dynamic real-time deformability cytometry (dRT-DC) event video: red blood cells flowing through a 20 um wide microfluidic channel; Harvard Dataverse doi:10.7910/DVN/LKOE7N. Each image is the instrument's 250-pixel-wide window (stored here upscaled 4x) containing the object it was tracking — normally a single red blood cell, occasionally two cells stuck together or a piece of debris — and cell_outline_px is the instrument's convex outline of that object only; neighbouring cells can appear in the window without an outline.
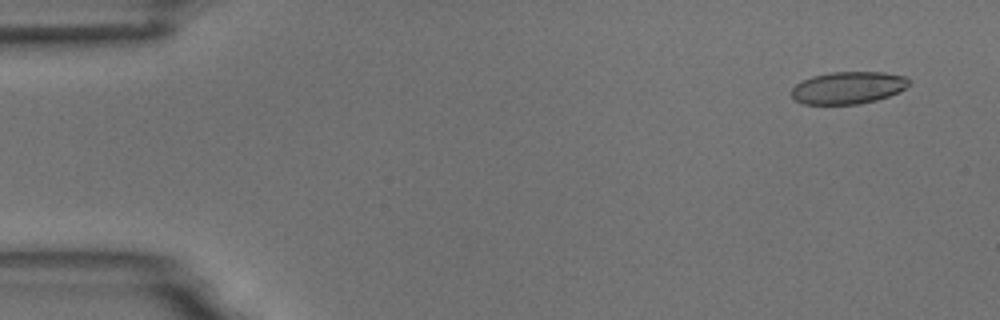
{"species": "common noctule bat (a hibernating species)", "species_latin": "Nyctalus noctula", "temperature_condition": "room temperature", "stored_images_in_passage": 5, "segment_of_instrument_passage": [2, 2], "camera_frame_rate_fps": 3000, "um_per_image_px": 0.085, "animal": {"sex": "male", "body_mass_g": 18.8}, "frame": {"image": 1, "passage_image": 5, "time_ms": 5.667, "image_size_px": [1000, 320], "cell_outline_px": [[908, 84], [900, 92], [876, 100], [860, 104], [804, 104], [796, 100], [792, 96], [792, 88], [800, 80], [812, 76], [832, 72], [884, 72], [904, 76], [908, 80]], "centroid_in_image_um": [72.06, 7.45], "position_along_channel_um": 12.9, "area_um2": 22.02}}